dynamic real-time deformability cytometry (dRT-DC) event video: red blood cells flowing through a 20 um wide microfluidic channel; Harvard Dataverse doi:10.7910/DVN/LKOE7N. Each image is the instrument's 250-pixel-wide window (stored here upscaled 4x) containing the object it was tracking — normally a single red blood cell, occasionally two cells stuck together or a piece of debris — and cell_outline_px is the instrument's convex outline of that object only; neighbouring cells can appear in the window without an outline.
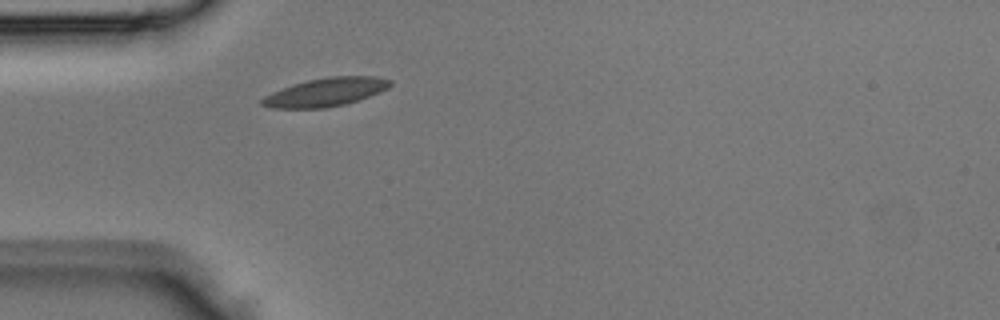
{"species": "Egyptian fruit bat (a non-hibernating species)", "species_latin": "Rousettus aegyptiacus", "temperature_condition": "room temperature", "stored_images_in_passage": 1, "camera_frame_rate_fps": 3000, "um_per_image_px": 0.085, "animal": {"sex": "male"}, "frame": {"image": 1, "passage_image": 1, "time_ms": 0.0, "image_size_px": [1000, 320], "cell_outline_px": [[392, 84], [388, 88], [380, 92], [344, 104], [324, 108], [272, 108], [260, 104], [260, 100], [264, 96], [272, 92], [292, 84], [308, 80], [328, 76], [376, 76], [392, 80]], "centroid_in_image_um": [27.67, 7.82], "position_along_channel_um": 57.3, "area_um2": 21.15}}